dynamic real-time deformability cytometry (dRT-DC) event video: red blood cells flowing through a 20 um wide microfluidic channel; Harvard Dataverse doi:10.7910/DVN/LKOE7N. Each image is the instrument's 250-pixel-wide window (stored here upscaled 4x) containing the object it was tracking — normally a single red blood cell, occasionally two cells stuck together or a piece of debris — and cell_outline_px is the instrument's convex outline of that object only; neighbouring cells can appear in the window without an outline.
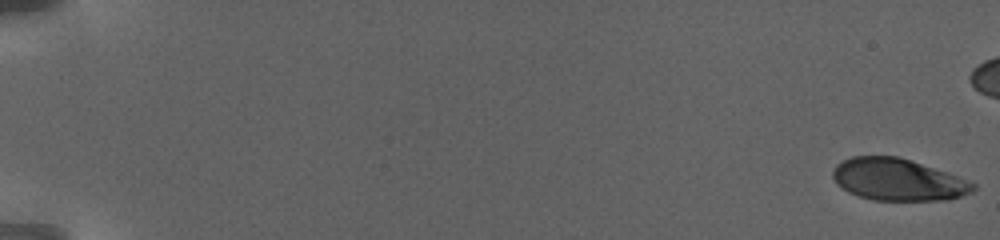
{"species": "human", "species_latin": "Homo sapiens", "temperature_condition": "warm", "stored_images_in_passage": 21, "camera_frame_rate_fps": 3000, "um_per_image_px": 0.085, "donor": {"sex": "female"}, "frame": {"image": 1, "passage_image": 1, "time_ms": 0.0, "image_size_px": [1000, 240], "cell_outline_px": [[976, 188], [960, 196], [944, 200], [872, 200], [848, 192], [836, 184], [832, 176], [832, 172], [836, 164], [852, 156], [896, 156], [956, 176], [976, 184]], "centroid_in_image_um": [76.25, 15.27], "position_along_channel_um": 8.8, "area_um2": 33.7}}